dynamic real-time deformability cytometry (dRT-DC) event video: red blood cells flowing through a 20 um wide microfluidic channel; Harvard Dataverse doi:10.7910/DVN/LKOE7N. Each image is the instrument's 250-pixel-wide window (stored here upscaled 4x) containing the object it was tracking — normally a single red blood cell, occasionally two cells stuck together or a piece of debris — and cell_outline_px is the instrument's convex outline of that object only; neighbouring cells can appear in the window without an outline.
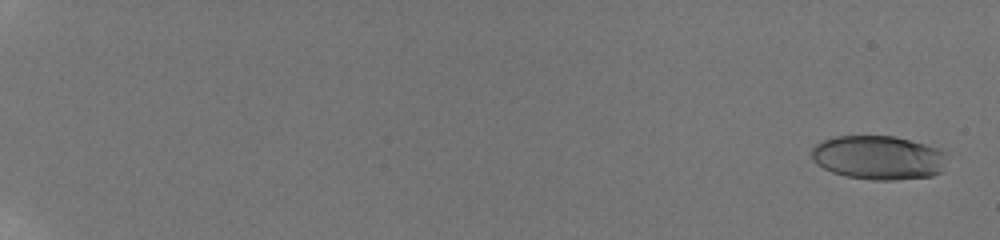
{"species": "human", "species_latin": "Homo sapiens", "temperature_condition": "room temperature", "stored_images_in_passage": 59, "camera_frame_rate_fps": 3000, "um_per_image_px": 0.085, "donor": {"sex": "male"}, "frame": {"image": 1, "passage_image": 3, "time_ms": 0.667, "image_size_px": [1000, 240], "cell_outline_px": [[944, 156], [940, 172], [932, 176], [896, 180], [872, 180], [844, 176], [832, 172], [816, 164], [812, 160], [812, 148], [816, 144], [824, 140], [836, 136], [892, 136], [940, 148], [944, 152]], "centroid_in_image_um": [74.62, 13.4], "position_along_channel_um": 10.4, "area_um2": 34.51}}
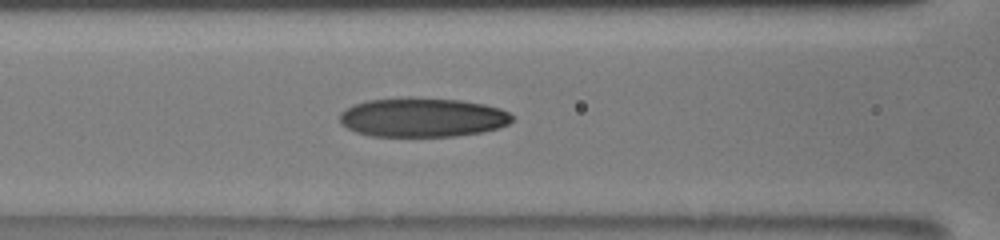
{"frame": {"image": 2, "passage_image": 31, "time_ms": 10.0, "image_size_px": [1000, 240], "cell_outline_px": [[512, 120], [508, 124], [500, 128], [480, 132], [456, 136], [372, 136], [356, 132], [340, 124], [340, 112], [344, 108], [352, 104], [368, 100], [408, 96], [412, 96], [460, 100], [484, 104], [500, 108], [508, 112], [512, 116]], "centroid_in_image_um": [35.87, 9.96], "position_along_channel_um": 130.7, "area_um2": 39.88}}
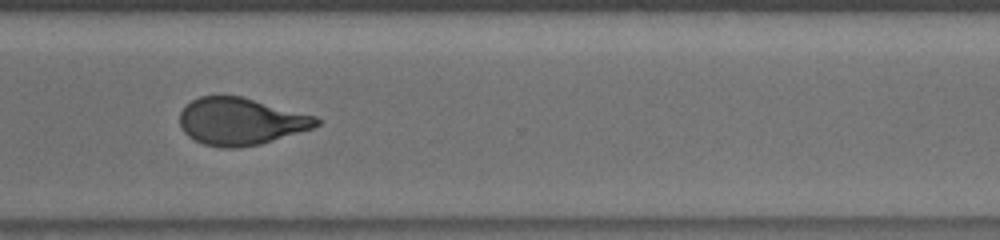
{"frame": {"image": 3, "passage_image": 48, "time_ms": 15.667, "image_size_px": [1000, 240], "cell_outline_px": [[320, 124], [312, 128], [260, 144], [236, 148], [220, 148], [204, 144], [188, 136], [184, 132], [180, 124], [180, 112], [192, 100], [200, 96], [240, 96], [316, 116], [320, 120]], "centroid_in_image_um": [20.45, 10.32], "position_along_channel_um": 350.2, "area_um2": 37.22}, "authors_computed_cell_mechanics": {"area_um2": 37.2232, "velocity_mm_per_s": 3.8866, "shape_relaxation_time_tau1_ms": 5.9901, "shape_relaxation_time_tau2_ms": 2.0148, "deformation_change_tau1": 0.208, "deformation_change_tau2": 0.0949}}